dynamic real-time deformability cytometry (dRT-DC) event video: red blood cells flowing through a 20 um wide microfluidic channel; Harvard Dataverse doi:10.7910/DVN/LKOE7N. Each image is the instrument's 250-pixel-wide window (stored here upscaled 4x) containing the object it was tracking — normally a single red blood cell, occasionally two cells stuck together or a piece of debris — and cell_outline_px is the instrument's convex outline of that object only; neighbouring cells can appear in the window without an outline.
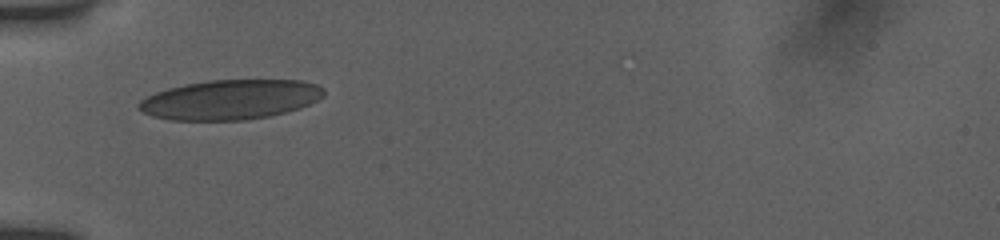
{"species": "human", "species_latin": "Homo sapiens", "temperature_condition": "room temperature", "stored_images_in_passage": 48, "camera_frame_rate_fps": 3000, "um_per_image_px": 0.085, "donor": {"sex": "female"}, "frame": {"image": 1, "passage_image": 1, "time_ms": 0.0, "image_size_px": [1000, 240], "cell_outline_px": [[324, 96], [308, 104], [284, 112], [268, 116], [244, 120], [172, 120], [152, 116], [136, 108], [136, 104], [140, 100], [156, 92], [168, 88], [184, 84], [208, 80], [300, 80], [316, 84], [324, 88]], "centroid_in_image_um": [19.53, 8.46], "position_along_channel_um": 65.5, "area_um2": 42.71}}
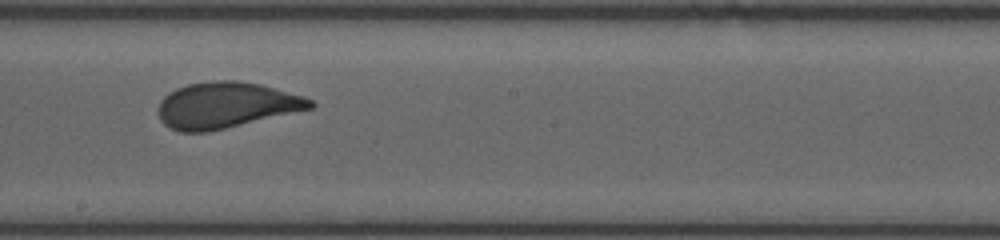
{"frame": {"image": 2, "passage_image": 24, "time_ms": 4.333, "image_size_px": [1000, 240], "cell_outline_px": [[316, 104], [312, 108], [208, 132], [180, 132], [164, 124], [160, 120], [156, 108], [160, 100], [168, 92], [176, 88], [188, 84], [212, 80], [236, 80], [260, 84], [304, 96], [312, 100]], "centroid_in_image_um": [19.17, 8.93], "position_along_channel_um": 229.0, "area_um2": 40.81}}
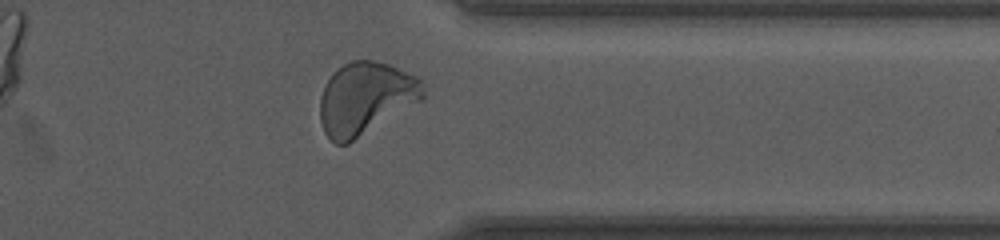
{"frame": {"image": 3, "passage_image": 40, "time_ms": 8.333, "image_size_px": [1000, 240], "cell_outline_px": [[424, 100], [348, 144], [336, 144], [324, 132], [320, 120], [320, 96], [328, 80], [344, 64], [352, 60], [372, 60], [388, 64], [416, 76], [420, 80], [424, 92]], "centroid_in_image_um": [31.09, 8.38], "position_along_channel_um": 380.3, "area_um2": 43.35}, "authors_computed_cell_mechanics": {"area_um2": 40.8068, "velocity_mm_per_s": 3.8595, "shape_relaxation_time_tau1_ms": 4.5293, "shape_relaxation_time_tau2_ms": null, "deformation_change_tau1": 0.156, "deformation_change_tau2": null}}